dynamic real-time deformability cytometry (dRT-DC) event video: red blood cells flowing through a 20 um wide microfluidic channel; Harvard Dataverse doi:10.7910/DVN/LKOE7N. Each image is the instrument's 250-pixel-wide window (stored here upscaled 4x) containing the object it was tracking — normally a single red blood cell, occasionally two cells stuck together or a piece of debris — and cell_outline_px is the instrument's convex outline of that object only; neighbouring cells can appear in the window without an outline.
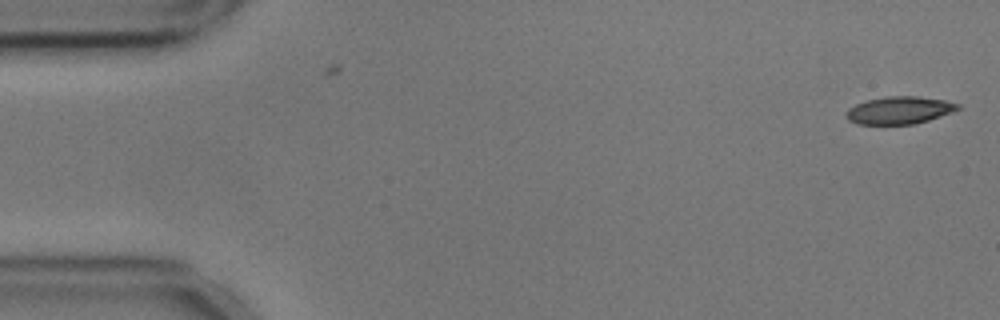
{"species": "common noctule bat (a hibernating species)", "species_latin": "Nyctalus noctula", "temperature_condition": "cold", "stored_images_in_passage": 4, "camera_frame_rate_fps": 3000, "um_per_image_px": 0.085, "animal": {"sex": "male", "body_mass_g": 17.9, "forearm_length_mm": 54.2}, "frame": {"image": 1, "passage_image": 4, "time_ms": 1.0, "image_size_px": [1000, 320], "cell_outline_px": [[960, 108], [952, 112], [916, 124], [856, 124], [848, 120], [844, 116], [844, 112], [848, 108], [856, 104], [868, 100], [884, 96], [916, 96], [944, 100], [960, 104]], "centroid_in_image_um": [76.4, 9.37], "position_along_channel_um": 8.6, "area_um2": 17.98}}